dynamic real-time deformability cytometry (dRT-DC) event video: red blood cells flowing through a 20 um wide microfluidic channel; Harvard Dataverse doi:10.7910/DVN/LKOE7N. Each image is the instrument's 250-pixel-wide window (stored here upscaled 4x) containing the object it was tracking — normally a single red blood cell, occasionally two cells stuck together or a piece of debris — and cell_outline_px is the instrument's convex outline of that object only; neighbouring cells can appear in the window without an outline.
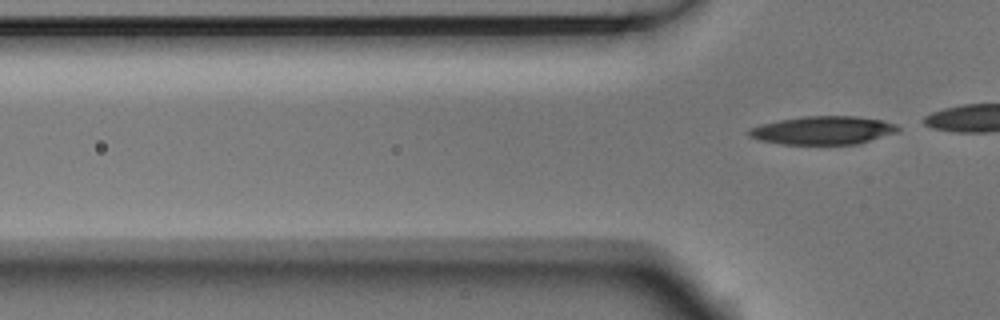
{"species": "Egyptian fruit bat (a non-hibernating species)", "species_latin": "Rousettus aegyptiacus", "temperature_condition": "room temperature", "stored_images_in_passage": 5, "camera_frame_rate_fps": 3000, "um_per_image_px": 0.085, "animal": {"sex": "male"}, "frame": {"image": 1, "passage_image": 5, "time_ms": 1.333, "image_size_px": [1000, 320], "cell_outline_px": [[900, 128], [896, 132], [860, 144], [780, 144], [760, 140], [748, 136], [748, 128], [760, 124], [780, 120], [804, 116], [856, 116], [884, 120], [896, 124]], "centroid_in_image_um": [69.95, 11.07], "position_along_channel_um": 55.8, "area_um2": 24.68}}